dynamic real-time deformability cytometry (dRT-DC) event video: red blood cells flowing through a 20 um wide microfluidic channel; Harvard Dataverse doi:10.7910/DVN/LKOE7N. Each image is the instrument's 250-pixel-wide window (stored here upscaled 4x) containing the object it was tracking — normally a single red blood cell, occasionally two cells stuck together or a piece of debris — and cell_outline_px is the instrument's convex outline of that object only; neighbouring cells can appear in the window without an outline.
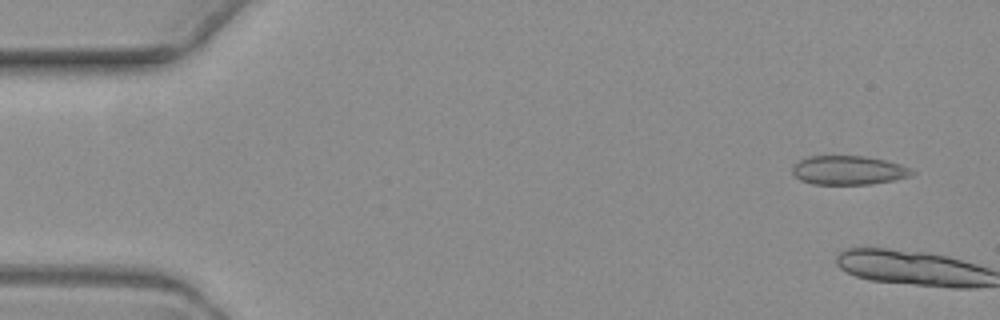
{"species": "common noctule bat (a hibernating species)", "species_latin": "Nyctalus noctula", "temperature_condition": "warm", "stored_images_in_passage": 2, "camera_frame_rate_fps": 3000, "um_per_image_px": 0.085, "animal": {"sex": "female", "body_mass_g": 19.3, "forearm_length_mm": 54.1}, "frame": {"image": 1, "passage_image": 1, "time_ms": 0.0, "image_size_px": [1000, 320], "cell_outline_px": [[916, 172], [912, 176], [892, 180], [868, 184], [812, 184], [800, 180], [792, 172], [792, 168], [800, 160], [808, 156], [864, 156], [884, 160], [900, 164]], "centroid_in_image_um": [72.12, 14.47], "position_along_channel_um": 12.9, "area_um2": 20.0}}